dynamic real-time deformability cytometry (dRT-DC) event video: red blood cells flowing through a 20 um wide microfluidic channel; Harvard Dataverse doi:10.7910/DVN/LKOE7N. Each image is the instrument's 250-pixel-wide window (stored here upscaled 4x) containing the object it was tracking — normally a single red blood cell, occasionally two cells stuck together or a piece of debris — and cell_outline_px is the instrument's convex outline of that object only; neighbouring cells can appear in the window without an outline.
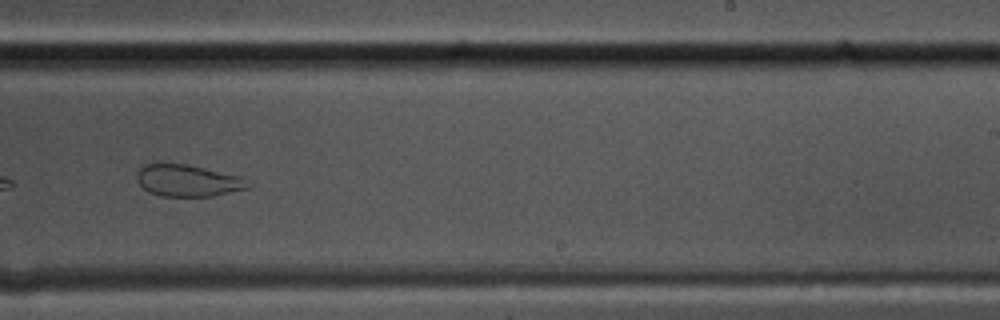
{"species": "common noctule bat (a hibernating species)", "species_latin": "Nyctalus noctula", "temperature_condition": "cold", "stored_images_in_passage": 47, "camera_frame_rate_fps": 3000, "um_per_image_px": 0.085, "animal": {"sex": "male", "body_mass_g": 17.5, "forearm_length_mm": 52.3}, "frame": {"image": 1, "passage_image": 27, "time_ms": 8.667, "image_size_px": [1000, 320], "cell_outline_px": [[252, 184], [248, 188], [212, 196], [160, 196], [148, 192], [140, 184], [136, 176], [136, 172], [144, 164], [188, 164], [240, 176]], "centroid_in_image_um": [15.96, 15.35], "position_along_channel_um": 273.0, "area_um2": 20.52}}